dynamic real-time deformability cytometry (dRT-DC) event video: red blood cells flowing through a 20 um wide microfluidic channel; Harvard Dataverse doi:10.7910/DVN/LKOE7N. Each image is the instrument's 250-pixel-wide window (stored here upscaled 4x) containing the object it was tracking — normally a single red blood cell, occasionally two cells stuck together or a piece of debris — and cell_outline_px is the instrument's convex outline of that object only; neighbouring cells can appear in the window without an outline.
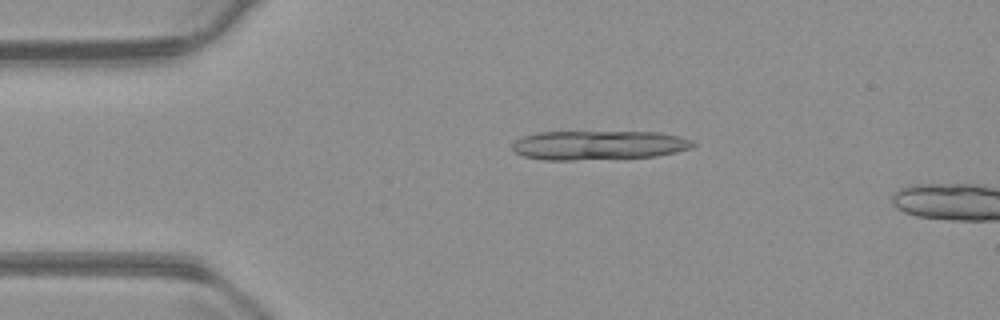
{"species": "common noctule bat (a hibernating species)", "species_latin": "Nyctalus noctula", "temperature_condition": "warm", "stored_images_in_passage": 11, "camera_frame_rate_fps": 3000, "um_per_image_px": 0.085, "animal": {"sex": "male", "body_mass_g": 23.1, "forearm_length_mm": 52.7}, "frame": {"image": 1, "passage_image": 7, "time_ms": 2.0, "image_size_px": [1000, 320], "cell_outline_px": [[696, 144], [692, 148], [676, 152], [656, 156], [572, 160], [544, 160], [524, 156], [512, 152], [512, 144], [516, 140], [524, 136], [540, 132], [656, 132], [680, 136], [692, 140]], "centroid_in_image_um": [50.88, 12.34], "position_along_channel_um": 34.1, "area_um2": 30.75}}